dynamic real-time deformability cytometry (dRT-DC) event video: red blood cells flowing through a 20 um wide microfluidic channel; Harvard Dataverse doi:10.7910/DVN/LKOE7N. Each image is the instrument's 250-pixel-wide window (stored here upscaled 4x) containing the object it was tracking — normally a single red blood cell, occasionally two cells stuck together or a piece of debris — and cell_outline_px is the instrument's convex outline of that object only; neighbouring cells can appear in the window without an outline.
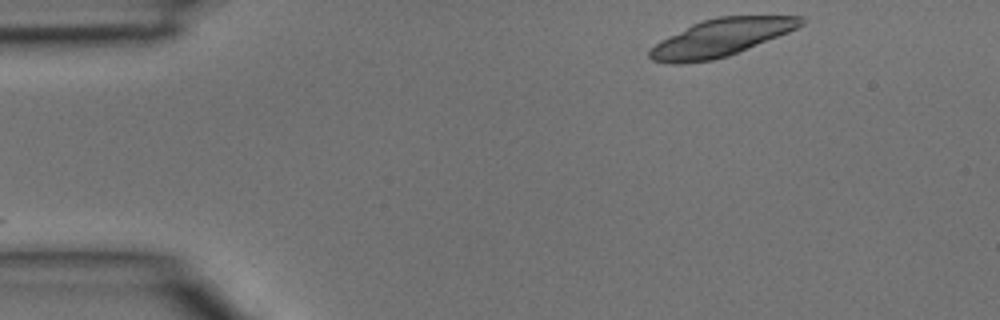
{"species": "common noctule bat (a hibernating species)", "species_latin": "Nyctalus noctula", "temperature_condition": "room temperature", "stored_images_in_passage": 25, "camera_frame_rate_fps": 3000, "um_per_image_px": 0.085, "animal": {"sex": "male", "body_mass_g": 15.6}, "frame": {"image": 1, "passage_image": 1, "time_ms": 0.0, "image_size_px": [1000, 320], "cell_outline_px": [[804, 24], [788, 32], [728, 56], [712, 60], [680, 64], [668, 64], [652, 60], [648, 56], [648, 48], [660, 40], [692, 24], [704, 20], [720, 16], [804, 16]], "centroid_in_image_um": [61.22, 3.21], "position_along_channel_um": 23.8, "area_um2": 32.83}}